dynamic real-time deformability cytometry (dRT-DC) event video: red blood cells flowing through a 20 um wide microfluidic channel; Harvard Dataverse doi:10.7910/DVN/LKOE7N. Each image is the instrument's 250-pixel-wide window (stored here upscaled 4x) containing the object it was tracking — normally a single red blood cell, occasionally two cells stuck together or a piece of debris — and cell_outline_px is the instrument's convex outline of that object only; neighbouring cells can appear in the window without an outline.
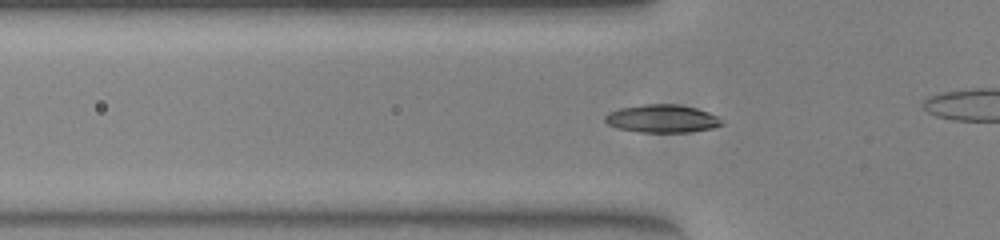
{"species": "common noctule bat (a hibernating species)", "species_latin": "Nyctalus noctula", "temperature_condition": "warm", "stored_images_in_passage": 42, "camera_frame_rate_fps": 3000, "um_per_image_px": 0.085, "animal": {"sex": "female", "body_mass_g": 23.0, "forearm_length_mm": 53.4}, "frame": {"image": 1, "passage_image": 17, "time_ms": 5.333, "image_size_px": [1000, 240], "cell_outline_px": [[724, 124], [712, 128], [688, 132], [640, 132], [616, 128], [608, 124], [604, 120], [604, 116], [608, 112], [620, 108], [644, 104], [676, 104], [696, 108], [708, 112], [716, 116]], "centroid_in_image_um": [56.24, 10.08], "position_along_channel_um": 69.6, "area_um2": 18.96}}
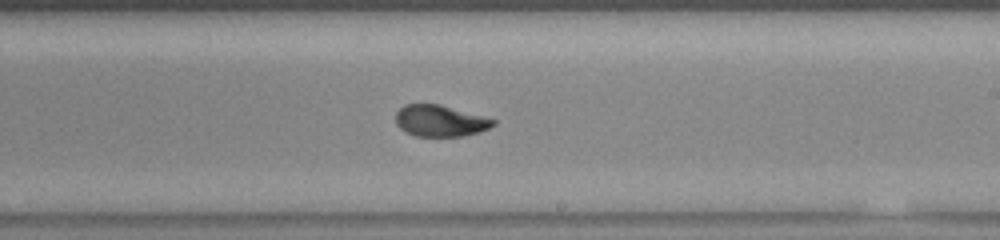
{"frame": {"image": 2, "passage_image": 31, "time_ms": 10.0, "image_size_px": [1000, 240], "cell_outline_px": [[496, 124], [488, 128], [476, 132], [460, 136], [416, 136], [400, 128], [396, 124], [396, 112], [404, 104], [440, 104], [496, 120]], "centroid_in_image_um": [37.38, 10.26], "position_along_channel_um": 251.6, "area_um2": 17.57}}
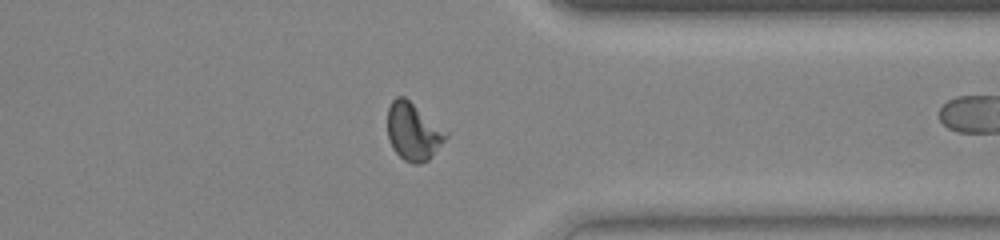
{"frame": {"image": 3, "passage_image": 41, "time_ms": 13.333, "image_size_px": [1000, 240], "cell_outline_px": [[448, 136], [432, 156], [428, 160], [420, 164], [412, 164], [404, 160], [392, 148], [388, 136], [388, 108], [392, 100], [396, 96], [404, 96], [448, 132]], "centroid_in_image_um": [35.12, 11.19], "position_along_channel_um": 376.3, "area_um2": 19.48}}